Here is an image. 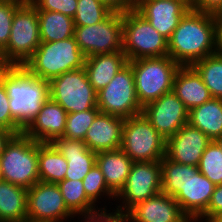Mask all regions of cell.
<instances>
[{
    "instance_id": "cell-1",
    "label": "cell",
    "mask_w": 222,
    "mask_h": 222,
    "mask_svg": "<svg viewBox=\"0 0 222 222\" xmlns=\"http://www.w3.org/2000/svg\"><path fill=\"white\" fill-rule=\"evenodd\" d=\"M215 15L189 9L168 40V56L180 66H192L217 52Z\"/></svg>"
},
{
    "instance_id": "cell-2",
    "label": "cell",
    "mask_w": 222,
    "mask_h": 222,
    "mask_svg": "<svg viewBox=\"0 0 222 222\" xmlns=\"http://www.w3.org/2000/svg\"><path fill=\"white\" fill-rule=\"evenodd\" d=\"M11 116L24 130L49 98V82L30 74L23 66H5L0 71Z\"/></svg>"
},
{
    "instance_id": "cell-3",
    "label": "cell",
    "mask_w": 222,
    "mask_h": 222,
    "mask_svg": "<svg viewBox=\"0 0 222 222\" xmlns=\"http://www.w3.org/2000/svg\"><path fill=\"white\" fill-rule=\"evenodd\" d=\"M86 56L75 37L55 42H41L23 67L33 76L50 82L65 72L81 69Z\"/></svg>"
},
{
    "instance_id": "cell-4",
    "label": "cell",
    "mask_w": 222,
    "mask_h": 222,
    "mask_svg": "<svg viewBox=\"0 0 222 222\" xmlns=\"http://www.w3.org/2000/svg\"><path fill=\"white\" fill-rule=\"evenodd\" d=\"M2 180L31 188L39 182L38 142L24 133L13 135L0 155Z\"/></svg>"
},
{
    "instance_id": "cell-5",
    "label": "cell",
    "mask_w": 222,
    "mask_h": 222,
    "mask_svg": "<svg viewBox=\"0 0 222 222\" xmlns=\"http://www.w3.org/2000/svg\"><path fill=\"white\" fill-rule=\"evenodd\" d=\"M132 67L138 101L142 107L173 90V80L180 65L170 56L128 61Z\"/></svg>"
},
{
    "instance_id": "cell-6",
    "label": "cell",
    "mask_w": 222,
    "mask_h": 222,
    "mask_svg": "<svg viewBox=\"0 0 222 222\" xmlns=\"http://www.w3.org/2000/svg\"><path fill=\"white\" fill-rule=\"evenodd\" d=\"M41 44L36 8L26 0L15 12L7 47L0 53L5 66H23Z\"/></svg>"
},
{
    "instance_id": "cell-7",
    "label": "cell",
    "mask_w": 222,
    "mask_h": 222,
    "mask_svg": "<svg viewBox=\"0 0 222 222\" xmlns=\"http://www.w3.org/2000/svg\"><path fill=\"white\" fill-rule=\"evenodd\" d=\"M122 38L128 61L168 55V40L135 9L123 12Z\"/></svg>"
},
{
    "instance_id": "cell-8",
    "label": "cell",
    "mask_w": 222,
    "mask_h": 222,
    "mask_svg": "<svg viewBox=\"0 0 222 222\" xmlns=\"http://www.w3.org/2000/svg\"><path fill=\"white\" fill-rule=\"evenodd\" d=\"M121 149L133 162L161 161L166 155V139L141 113L125 118Z\"/></svg>"
},
{
    "instance_id": "cell-9",
    "label": "cell",
    "mask_w": 222,
    "mask_h": 222,
    "mask_svg": "<svg viewBox=\"0 0 222 222\" xmlns=\"http://www.w3.org/2000/svg\"><path fill=\"white\" fill-rule=\"evenodd\" d=\"M49 97L68 114L97 108V92L84 67L53 78L49 82Z\"/></svg>"
},
{
    "instance_id": "cell-10",
    "label": "cell",
    "mask_w": 222,
    "mask_h": 222,
    "mask_svg": "<svg viewBox=\"0 0 222 222\" xmlns=\"http://www.w3.org/2000/svg\"><path fill=\"white\" fill-rule=\"evenodd\" d=\"M123 12L112 11L94 25L75 26L74 37L86 57L123 50Z\"/></svg>"
},
{
    "instance_id": "cell-11",
    "label": "cell",
    "mask_w": 222,
    "mask_h": 222,
    "mask_svg": "<svg viewBox=\"0 0 222 222\" xmlns=\"http://www.w3.org/2000/svg\"><path fill=\"white\" fill-rule=\"evenodd\" d=\"M97 108L102 113L129 118L142 113L135 89L132 67L127 63L110 83L97 92Z\"/></svg>"
},
{
    "instance_id": "cell-12",
    "label": "cell",
    "mask_w": 222,
    "mask_h": 222,
    "mask_svg": "<svg viewBox=\"0 0 222 222\" xmlns=\"http://www.w3.org/2000/svg\"><path fill=\"white\" fill-rule=\"evenodd\" d=\"M162 191V167L160 161L133 162L124 187L115 196L122 204L116 206L126 214L133 206ZM121 205V206H120Z\"/></svg>"
},
{
    "instance_id": "cell-13",
    "label": "cell",
    "mask_w": 222,
    "mask_h": 222,
    "mask_svg": "<svg viewBox=\"0 0 222 222\" xmlns=\"http://www.w3.org/2000/svg\"><path fill=\"white\" fill-rule=\"evenodd\" d=\"M27 201L28 222H63L75 217L67 208L57 184L35 183L27 190Z\"/></svg>"
},
{
    "instance_id": "cell-14",
    "label": "cell",
    "mask_w": 222,
    "mask_h": 222,
    "mask_svg": "<svg viewBox=\"0 0 222 222\" xmlns=\"http://www.w3.org/2000/svg\"><path fill=\"white\" fill-rule=\"evenodd\" d=\"M142 113L166 140L188 124L189 110L173 91L146 104Z\"/></svg>"
},
{
    "instance_id": "cell-15",
    "label": "cell",
    "mask_w": 222,
    "mask_h": 222,
    "mask_svg": "<svg viewBox=\"0 0 222 222\" xmlns=\"http://www.w3.org/2000/svg\"><path fill=\"white\" fill-rule=\"evenodd\" d=\"M189 9L185 0H138L135 8L167 40Z\"/></svg>"
},
{
    "instance_id": "cell-16",
    "label": "cell",
    "mask_w": 222,
    "mask_h": 222,
    "mask_svg": "<svg viewBox=\"0 0 222 222\" xmlns=\"http://www.w3.org/2000/svg\"><path fill=\"white\" fill-rule=\"evenodd\" d=\"M212 140L201 130L186 124L166 140V157L175 163L198 167L201 156Z\"/></svg>"
},
{
    "instance_id": "cell-17",
    "label": "cell",
    "mask_w": 222,
    "mask_h": 222,
    "mask_svg": "<svg viewBox=\"0 0 222 222\" xmlns=\"http://www.w3.org/2000/svg\"><path fill=\"white\" fill-rule=\"evenodd\" d=\"M125 215L127 222H192L176 200L162 191L137 203Z\"/></svg>"
},
{
    "instance_id": "cell-18",
    "label": "cell",
    "mask_w": 222,
    "mask_h": 222,
    "mask_svg": "<svg viewBox=\"0 0 222 222\" xmlns=\"http://www.w3.org/2000/svg\"><path fill=\"white\" fill-rule=\"evenodd\" d=\"M67 112L50 97L23 133L40 143H52L62 137L66 128Z\"/></svg>"
},
{
    "instance_id": "cell-19",
    "label": "cell",
    "mask_w": 222,
    "mask_h": 222,
    "mask_svg": "<svg viewBox=\"0 0 222 222\" xmlns=\"http://www.w3.org/2000/svg\"><path fill=\"white\" fill-rule=\"evenodd\" d=\"M124 121L123 117L99 112L83 141L95 153L120 149Z\"/></svg>"
},
{
    "instance_id": "cell-20",
    "label": "cell",
    "mask_w": 222,
    "mask_h": 222,
    "mask_svg": "<svg viewBox=\"0 0 222 222\" xmlns=\"http://www.w3.org/2000/svg\"><path fill=\"white\" fill-rule=\"evenodd\" d=\"M215 185L200 171L191 176L174 199L181 210L194 222L208 207Z\"/></svg>"
},
{
    "instance_id": "cell-21",
    "label": "cell",
    "mask_w": 222,
    "mask_h": 222,
    "mask_svg": "<svg viewBox=\"0 0 222 222\" xmlns=\"http://www.w3.org/2000/svg\"><path fill=\"white\" fill-rule=\"evenodd\" d=\"M52 144L67 160L65 179L82 181L96 164V153L89 150L83 140L58 137Z\"/></svg>"
},
{
    "instance_id": "cell-22",
    "label": "cell",
    "mask_w": 222,
    "mask_h": 222,
    "mask_svg": "<svg viewBox=\"0 0 222 222\" xmlns=\"http://www.w3.org/2000/svg\"><path fill=\"white\" fill-rule=\"evenodd\" d=\"M172 91L188 110L213 98L201 75L193 66L179 67L173 80Z\"/></svg>"
},
{
    "instance_id": "cell-23",
    "label": "cell",
    "mask_w": 222,
    "mask_h": 222,
    "mask_svg": "<svg viewBox=\"0 0 222 222\" xmlns=\"http://www.w3.org/2000/svg\"><path fill=\"white\" fill-rule=\"evenodd\" d=\"M128 63L125 53L117 51L86 57L84 68L96 92L106 87L115 74Z\"/></svg>"
},
{
    "instance_id": "cell-24",
    "label": "cell",
    "mask_w": 222,
    "mask_h": 222,
    "mask_svg": "<svg viewBox=\"0 0 222 222\" xmlns=\"http://www.w3.org/2000/svg\"><path fill=\"white\" fill-rule=\"evenodd\" d=\"M96 164L101 169L107 187L117 195L128 179L133 161L120 148L96 153Z\"/></svg>"
},
{
    "instance_id": "cell-25",
    "label": "cell",
    "mask_w": 222,
    "mask_h": 222,
    "mask_svg": "<svg viewBox=\"0 0 222 222\" xmlns=\"http://www.w3.org/2000/svg\"><path fill=\"white\" fill-rule=\"evenodd\" d=\"M27 190L0 180V222H28Z\"/></svg>"
},
{
    "instance_id": "cell-26",
    "label": "cell",
    "mask_w": 222,
    "mask_h": 222,
    "mask_svg": "<svg viewBox=\"0 0 222 222\" xmlns=\"http://www.w3.org/2000/svg\"><path fill=\"white\" fill-rule=\"evenodd\" d=\"M188 124L211 140L222 137V99L212 98L189 110Z\"/></svg>"
},
{
    "instance_id": "cell-27",
    "label": "cell",
    "mask_w": 222,
    "mask_h": 222,
    "mask_svg": "<svg viewBox=\"0 0 222 222\" xmlns=\"http://www.w3.org/2000/svg\"><path fill=\"white\" fill-rule=\"evenodd\" d=\"M67 160L52 143L38 142V173L42 182L58 184L65 179Z\"/></svg>"
},
{
    "instance_id": "cell-28",
    "label": "cell",
    "mask_w": 222,
    "mask_h": 222,
    "mask_svg": "<svg viewBox=\"0 0 222 222\" xmlns=\"http://www.w3.org/2000/svg\"><path fill=\"white\" fill-rule=\"evenodd\" d=\"M41 42H55L74 36L72 17L60 12L37 10Z\"/></svg>"
},
{
    "instance_id": "cell-29",
    "label": "cell",
    "mask_w": 222,
    "mask_h": 222,
    "mask_svg": "<svg viewBox=\"0 0 222 222\" xmlns=\"http://www.w3.org/2000/svg\"><path fill=\"white\" fill-rule=\"evenodd\" d=\"M162 167V192L173 198L183 190L191 176L199 170L196 166L171 161L166 156L160 161Z\"/></svg>"
},
{
    "instance_id": "cell-30",
    "label": "cell",
    "mask_w": 222,
    "mask_h": 222,
    "mask_svg": "<svg viewBox=\"0 0 222 222\" xmlns=\"http://www.w3.org/2000/svg\"><path fill=\"white\" fill-rule=\"evenodd\" d=\"M57 185L60 188L67 208L75 216L91 214L99 211L98 206L96 207L97 204H94L87 197L82 181L64 179Z\"/></svg>"
},
{
    "instance_id": "cell-31",
    "label": "cell",
    "mask_w": 222,
    "mask_h": 222,
    "mask_svg": "<svg viewBox=\"0 0 222 222\" xmlns=\"http://www.w3.org/2000/svg\"><path fill=\"white\" fill-rule=\"evenodd\" d=\"M201 75L213 98L222 99V55L218 52L192 65Z\"/></svg>"
},
{
    "instance_id": "cell-32",
    "label": "cell",
    "mask_w": 222,
    "mask_h": 222,
    "mask_svg": "<svg viewBox=\"0 0 222 222\" xmlns=\"http://www.w3.org/2000/svg\"><path fill=\"white\" fill-rule=\"evenodd\" d=\"M111 12L112 10L99 0H78L73 17L74 25H94L103 21Z\"/></svg>"
},
{
    "instance_id": "cell-33",
    "label": "cell",
    "mask_w": 222,
    "mask_h": 222,
    "mask_svg": "<svg viewBox=\"0 0 222 222\" xmlns=\"http://www.w3.org/2000/svg\"><path fill=\"white\" fill-rule=\"evenodd\" d=\"M198 170L214 185L222 184V151L214 140L203 152Z\"/></svg>"
},
{
    "instance_id": "cell-34",
    "label": "cell",
    "mask_w": 222,
    "mask_h": 222,
    "mask_svg": "<svg viewBox=\"0 0 222 222\" xmlns=\"http://www.w3.org/2000/svg\"><path fill=\"white\" fill-rule=\"evenodd\" d=\"M98 108L67 114L66 128L62 137L67 139L84 140L87 130L93 123Z\"/></svg>"
},
{
    "instance_id": "cell-35",
    "label": "cell",
    "mask_w": 222,
    "mask_h": 222,
    "mask_svg": "<svg viewBox=\"0 0 222 222\" xmlns=\"http://www.w3.org/2000/svg\"><path fill=\"white\" fill-rule=\"evenodd\" d=\"M87 197L95 204L104 196L115 199V194L107 187L101 169L95 164L82 180ZM104 195V196H103Z\"/></svg>"
},
{
    "instance_id": "cell-36",
    "label": "cell",
    "mask_w": 222,
    "mask_h": 222,
    "mask_svg": "<svg viewBox=\"0 0 222 222\" xmlns=\"http://www.w3.org/2000/svg\"><path fill=\"white\" fill-rule=\"evenodd\" d=\"M26 0H0V53L7 47L16 10Z\"/></svg>"
},
{
    "instance_id": "cell-37",
    "label": "cell",
    "mask_w": 222,
    "mask_h": 222,
    "mask_svg": "<svg viewBox=\"0 0 222 222\" xmlns=\"http://www.w3.org/2000/svg\"><path fill=\"white\" fill-rule=\"evenodd\" d=\"M36 10L60 12L74 17L78 0H28Z\"/></svg>"
},
{
    "instance_id": "cell-38",
    "label": "cell",
    "mask_w": 222,
    "mask_h": 222,
    "mask_svg": "<svg viewBox=\"0 0 222 222\" xmlns=\"http://www.w3.org/2000/svg\"><path fill=\"white\" fill-rule=\"evenodd\" d=\"M0 129L12 132L14 135L23 133V129L16 123L11 116L9 108V97L6 88L0 79Z\"/></svg>"
},
{
    "instance_id": "cell-39",
    "label": "cell",
    "mask_w": 222,
    "mask_h": 222,
    "mask_svg": "<svg viewBox=\"0 0 222 222\" xmlns=\"http://www.w3.org/2000/svg\"><path fill=\"white\" fill-rule=\"evenodd\" d=\"M222 211V184L215 185L211 200L207 209L194 221L199 220L210 222L219 212ZM205 218V220H203Z\"/></svg>"
},
{
    "instance_id": "cell-40",
    "label": "cell",
    "mask_w": 222,
    "mask_h": 222,
    "mask_svg": "<svg viewBox=\"0 0 222 222\" xmlns=\"http://www.w3.org/2000/svg\"><path fill=\"white\" fill-rule=\"evenodd\" d=\"M107 207L100 208L99 211L82 215L83 222H127L126 215L121 214L117 210L107 213Z\"/></svg>"
},
{
    "instance_id": "cell-41",
    "label": "cell",
    "mask_w": 222,
    "mask_h": 222,
    "mask_svg": "<svg viewBox=\"0 0 222 222\" xmlns=\"http://www.w3.org/2000/svg\"><path fill=\"white\" fill-rule=\"evenodd\" d=\"M222 8V0H191L190 9L216 15Z\"/></svg>"
},
{
    "instance_id": "cell-42",
    "label": "cell",
    "mask_w": 222,
    "mask_h": 222,
    "mask_svg": "<svg viewBox=\"0 0 222 222\" xmlns=\"http://www.w3.org/2000/svg\"><path fill=\"white\" fill-rule=\"evenodd\" d=\"M112 11L126 12L136 8L138 0H99Z\"/></svg>"
},
{
    "instance_id": "cell-43",
    "label": "cell",
    "mask_w": 222,
    "mask_h": 222,
    "mask_svg": "<svg viewBox=\"0 0 222 222\" xmlns=\"http://www.w3.org/2000/svg\"><path fill=\"white\" fill-rule=\"evenodd\" d=\"M14 134L8 130L0 129V155L6 145V143L10 140V138Z\"/></svg>"
},
{
    "instance_id": "cell-44",
    "label": "cell",
    "mask_w": 222,
    "mask_h": 222,
    "mask_svg": "<svg viewBox=\"0 0 222 222\" xmlns=\"http://www.w3.org/2000/svg\"><path fill=\"white\" fill-rule=\"evenodd\" d=\"M217 52L222 55V23H218Z\"/></svg>"
},
{
    "instance_id": "cell-45",
    "label": "cell",
    "mask_w": 222,
    "mask_h": 222,
    "mask_svg": "<svg viewBox=\"0 0 222 222\" xmlns=\"http://www.w3.org/2000/svg\"><path fill=\"white\" fill-rule=\"evenodd\" d=\"M210 222H222V211L219 212Z\"/></svg>"
},
{
    "instance_id": "cell-46",
    "label": "cell",
    "mask_w": 222,
    "mask_h": 222,
    "mask_svg": "<svg viewBox=\"0 0 222 222\" xmlns=\"http://www.w3.org/2000/svg\"><path fill=\"white\" fill-rule=\"evenodd\" d=\"M216 20L218 23H222V8L219 10V12L215 15Z\"/></svg>"
},
{
    "instance_id": "cell-47",
    "label": "cell",
    "mask_w": 222,
    "mask_h": 222,
    "mask_svg": "<svg viewBox=\"0 0 222 222\" xmlns=\"http://www.w3.org/2000/svg\"><path fill=\"white\" fill-rule=\"evenodd\" d=\"M218 146L220 147L221 151H222V137H219L217 139L214 140Z\"/></svg>"
},
{
    "instance_id": "cell-48",
    "label": "cell",
    "mask_w": 222,
    "mask_h": 222,
    "mask_svg": "<svg viewBox=\"0 0 222 222\" xmlns=\"http://www.w3.org/2000/svg\"><path fill=\"white\" fill-rule=\"evenodd\" d=\"M5 67L4 63L2 62V59L0 57V71Z\"/></svg>"
},
{
    "instance_id": "cell-49",
    "label": "cell",
    "mask_w": 222,
    "mask_h": 222,
    "mask_svg": "<svg viewBox=\"0 0 222 222\" xmlns=\"http://www.w3.org/2000/svg\"><path fill=\"white\" fill-rule=\"evenodd\" d=\"M0 180H2L1 168H0Z\"/></svg>"
},
{
    "instance_id": "cell-50",
    "label": "cell",
    "mask_w": 222,
    "mask_h": 222,
    "mask_svg": "<svg viewBox=\"0 0 222 222\" xmlns=\"http://www.w3.org/2000/svg\"><path fill=\"white\" fill-rule=\"evenodd\" d=\"M185 1L190 5V1H191V0H185Z\"/></svg>"
}]
</instances>
